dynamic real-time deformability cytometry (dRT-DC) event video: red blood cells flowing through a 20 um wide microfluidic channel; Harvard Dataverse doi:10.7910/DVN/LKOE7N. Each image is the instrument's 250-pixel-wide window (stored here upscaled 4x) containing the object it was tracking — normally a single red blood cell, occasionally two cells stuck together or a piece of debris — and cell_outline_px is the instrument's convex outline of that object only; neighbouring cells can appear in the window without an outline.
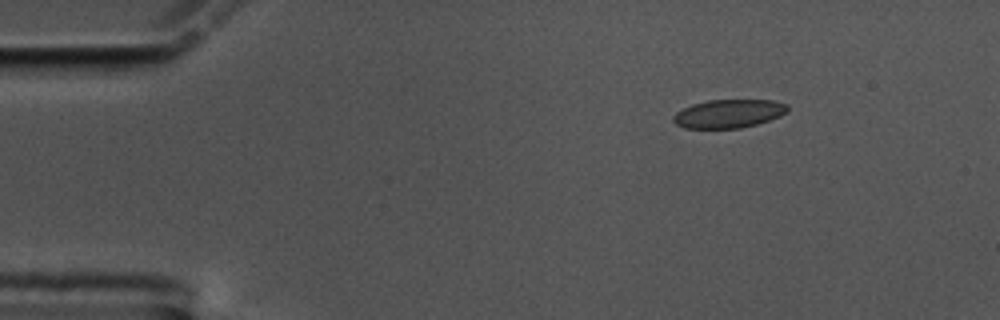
{"species": "common noctule bat (a hibernating species)", "species_latin": "Nyctalus noctula", "temperature_condition": "cold", "stored_images_in_passage": 51, "camera_frame_rate_fps": 3000, "um_per_image_px": 0.085, "animal": {"sex": "male", "body_mass_g": 17.5, "forearm_length_mm": 52.3}, "frame": {"image": 1, "passage_image": 1, "time_ms": 0.0, "image_size_px": [1000, 320], "cell_outline_px": [[788, 112], [780, 116], [756, 124], [740, 128], [684, 128], [676, 124], [672, 120], [672, 116], [676, 112], [692, 104], [708, 100], [772, 100], [788, 104]], "centroid_in_image_um": [61.93, 9.66], "position_along_channel_um": 23.1, "area_um2": 18.96}}
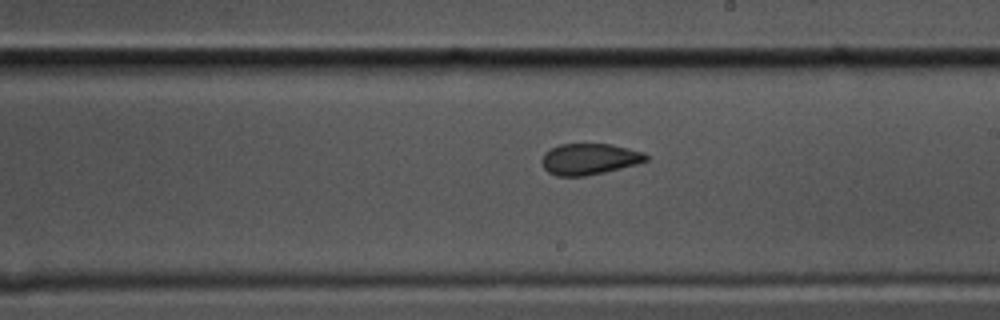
{"frame": {"image": 2, "passage_image": 26, "time_ms": 8.333, "image_size_px": [1000, 320], "cell_outline_px": [[648, 160], [636, 164], [604, 172], [584, 176], [556, 176], [548, 172], [544, 168], [540, 160], [544, 152], [560, 144], [612, 144], [644, 152], [648, 156]], "centroid_in_image_um": [50.07, 13.52], "position_along_channel_um": 238.9, "area_um2": 18.96}}
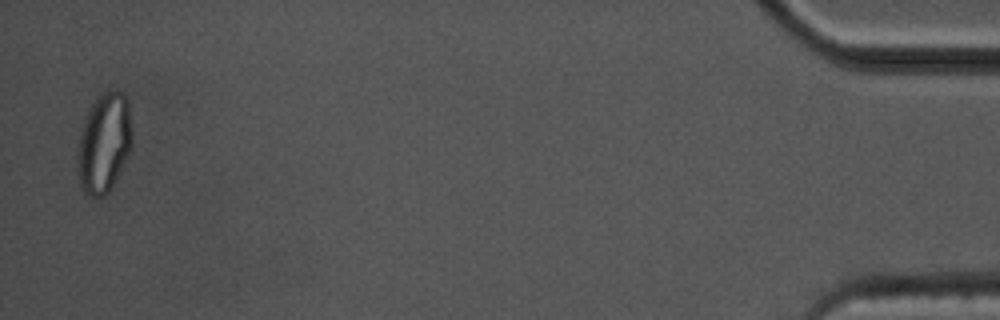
{"frame": {"image": 3, "passage_image": 50, "time_ms": 16.333, "image_size_px": [1000, 320], "cell_outline_px": [[132, 148], [108, 192], [104, 196], [88, 196], [84, 192], [80, 184], [80, 132], [84, 120], [92, 104], [104, 92], [124, 92], [128, 100], [132, 132]], "centroid_in_image_um": [8.9, 12.13], "position_along_channel_um": 426.3, "area_um2": 30.75}, "authors_computed_cell_mechanics": {"area_um2": 19.5364, "velocity_mm_per_s": 3.4524, "shape_relaxation_time_tau1_ms": null, "shape_relaxation_time_tau2_ms": 1.8951, "deformation_change_tau1": null, "deformation_change_tau2": 0.0625}}